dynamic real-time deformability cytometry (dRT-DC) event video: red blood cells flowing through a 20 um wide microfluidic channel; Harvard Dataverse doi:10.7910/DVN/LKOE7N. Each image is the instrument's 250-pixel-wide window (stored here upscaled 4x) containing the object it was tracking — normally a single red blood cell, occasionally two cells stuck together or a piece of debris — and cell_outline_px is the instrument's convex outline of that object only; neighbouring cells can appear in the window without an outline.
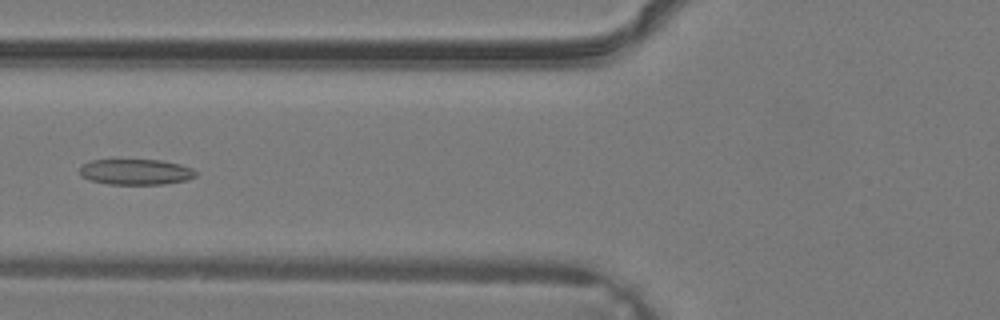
{"species": "common noctule bat (a hibernating species)", "species_latin": "Nyctalus noctula", "temperature_condition": "warm", "stored_images_in_passage": 37, "camera_frame_rate_fps": 3000, "um_per_image_px": 0.085, "animal": {"sex": "male", "body_mass_g": 19.2, "forearm_length_mm": 51.8}, "frame": {"image": 1, "passage_image": 16, "time_ms": 5.0, "image_size_px": [1000, 320], "cell_outline_px": [[196, 176], [184, 180], [164, 184], [108, 184], [92, 180], [80, 176], [80, 168], [84, 164], [92, 160], [160, 160], [180, 164], [192, 168], [196, 172]], "centroid_in_image_um": [11.54, 14.61], "position_along_channel_um": 114.3, "area_um2": 17.17}}
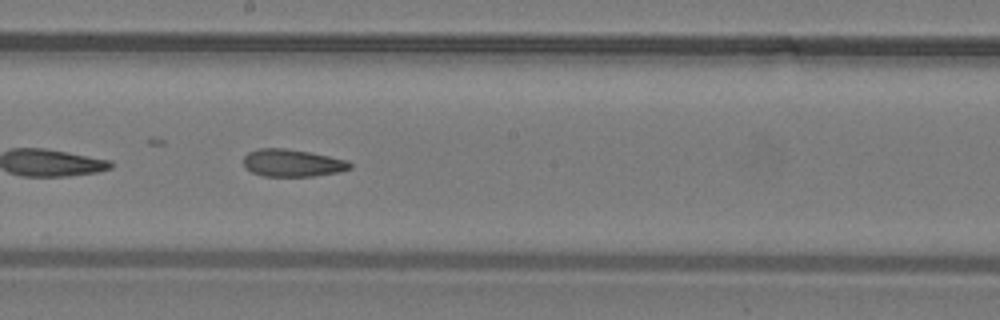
{"frame": {"image": 2, "passage_image": 22, "time_ms": 7.0, "image_size_px": [1000, 320], "cell_outline_px": [[352, 168], [336, 172], [312, 176], [264, 176], [252, 172], [244, 164], [244, 156], [248, 152], [260, 148], [284, 148], [312, 152], [348, 160], [352, 164]], "centroid_in_image_um": [24.87, 13.84], "position_along_channel_um": 223.3, "area_um2": 16.94}}
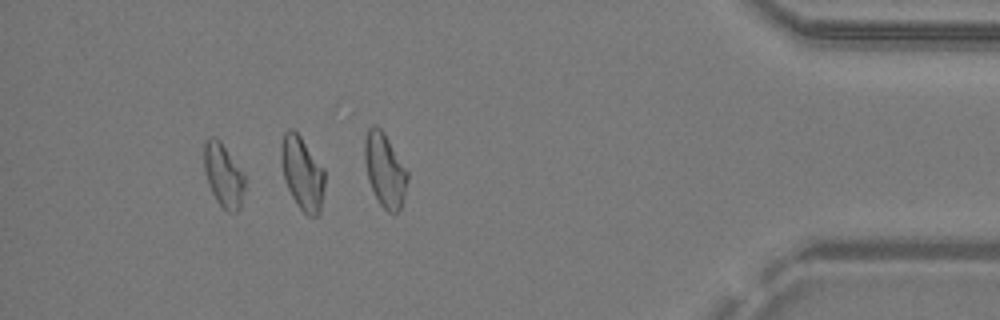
{"frame": {"image": 3, "passage_image": 34, "time_ms": 11.0, "image_size_px": [1000, 320], "cell_outline_px": [[244, 188], [240, 208], [236, 212], [228, 212], [216, 200], [208, 184], [204, 168], [204, 140], [208, 136], [216, 136], [220, 140], [244, 172]], "centroid_in_image_um": [18.98, 14.84], "position_along_channel_um": 416.2, "area_um2": 15.2}}